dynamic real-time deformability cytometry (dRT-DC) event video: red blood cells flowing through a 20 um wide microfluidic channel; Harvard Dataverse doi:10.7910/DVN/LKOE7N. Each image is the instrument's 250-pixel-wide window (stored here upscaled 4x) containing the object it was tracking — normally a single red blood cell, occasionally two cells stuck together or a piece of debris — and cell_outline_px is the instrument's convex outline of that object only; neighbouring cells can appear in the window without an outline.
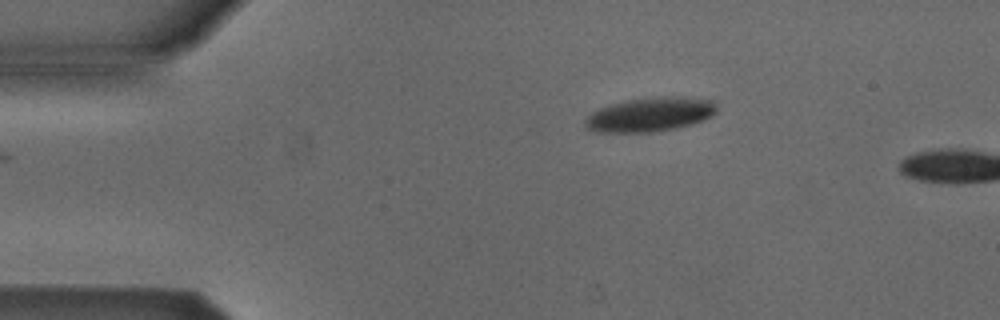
{"species": "Egyptian fruit bat (a non-hibernating species)", "species_latin": "Rousettus aegyptiacus", "temperature_condition": "cold", "stored_images_in_passage": 6, "camera_frame_rate_fps": 3000, "um_per_image_px": 0.085, "animal": {"sex": "male"}, "frame": {"image": 1, "passage_image": 1, "time_ms": 0.0, "image_size_px": [1000, 320], "cell_outline_px": [[716, 112], [712, 116], [704, 120], [692, 124], [676, 128], [652, 132], [596, 132], [588, 128], [584, 124], [584, 120], [592, 112], [608, 104], [624, 100], [648, 96], [688, 96], [716, 100]], "centroid_in_image_um": [55.3, 9.7], "position_along_channel_um": 29.7, "area_um2": 26.82}}